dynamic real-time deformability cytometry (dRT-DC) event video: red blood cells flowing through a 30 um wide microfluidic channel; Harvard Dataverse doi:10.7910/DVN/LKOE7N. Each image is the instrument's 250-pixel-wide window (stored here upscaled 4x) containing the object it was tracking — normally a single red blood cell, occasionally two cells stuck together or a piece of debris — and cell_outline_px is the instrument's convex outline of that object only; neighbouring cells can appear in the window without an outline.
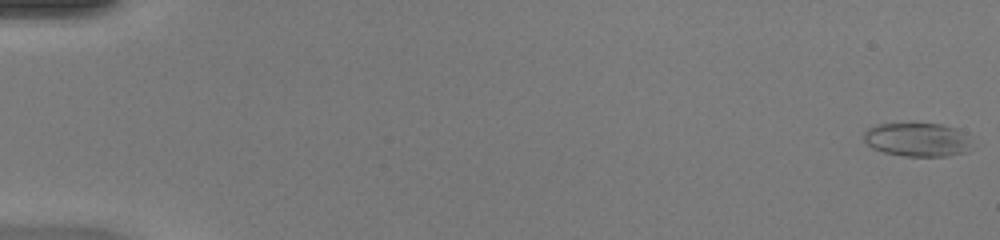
{"species": "common noctule bat (a hibernating species)", "species_latin": "Nyctalus noctula", "temperature_condition": "warm", "stored_images_in_passage": 50, "camera_frame_rate_fps": 3000, "um_per_image_px": 0.085, "animal": {"sex": "female", "body_mass_g": 20.0, "forearm_length_mm": 54.0}, "frame": {"image": 1, "passage_image": 1, "time_ms": 0.0, "image_size_px": [1000, 240], "cell_outline_px": [[972, 148], [968, 152], [948, 156], [904, 156], [884, 152], [872, 148], [864, 140], [864, 132], [868, 128], [876, 124], [940, 124], [956, 128], [968, 140]], "centroid_in_image_um": [77.95, 11.88], "position_along_channel_um": 7.1, "area_um2": 21.04}}
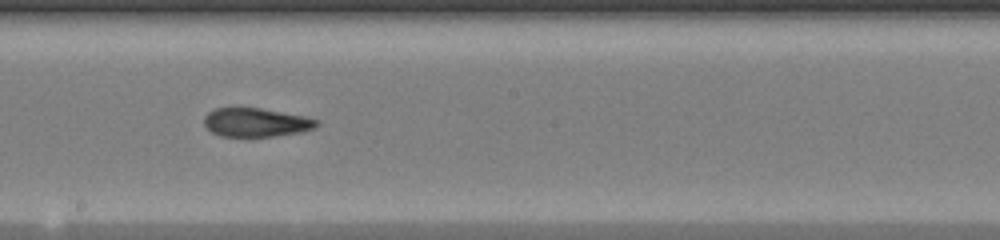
{"frame": {"image": 2, "passage_image": 29, "time_ms": 9.333, "image_size_px": [1000, 240], "cell_outline_px": [[320, 124], [316, 128], [300, 132], [276, 136], [220, 136], [212, 132], [204, 124], [204, 116], [208, 112], [216, 108], [260, 108], [304, 116], [320, 120]], "centroid_in_image_um": [21.79, 10.4], "position_along_channel_um": 226.4, "area_um2": 18.84}}
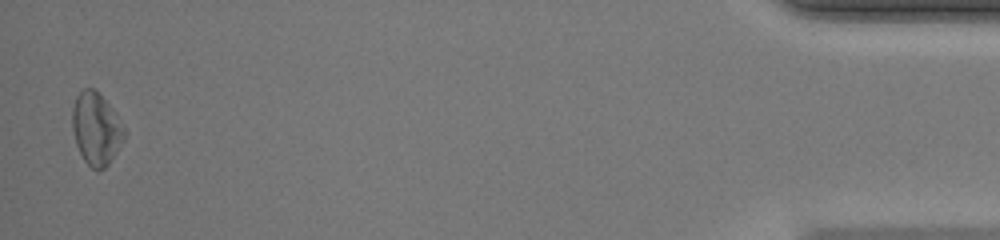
{"frame": {"image": 3, "passage_image": 49, "time_ms": 16.0, "image_size_px": [1000, 240], "cell_outline_px": [[124, 140], [108, 164], [100, 172], [92, 168], [84, 160], [76, 144], [72, 128], [72, 108], [76, 96], [84, 88], [96, 88], [112, 108], [124, 128]], "centroid_in_image_um": [8.16, 10.93], "position_along_channel_um": 427.0, "area_um2": 21.85}, "authors_computed_cell_mechanics": {"area_um2": 20.6057, "velocity_mm_per_s": 4.2603, "shape_relaxation_time_tau1_ms": null, "shape_relaxation_time_tau2_ms": 2.0806, "deformation_change_tau1": null, "deformation_change_tau2": 0.0912}}